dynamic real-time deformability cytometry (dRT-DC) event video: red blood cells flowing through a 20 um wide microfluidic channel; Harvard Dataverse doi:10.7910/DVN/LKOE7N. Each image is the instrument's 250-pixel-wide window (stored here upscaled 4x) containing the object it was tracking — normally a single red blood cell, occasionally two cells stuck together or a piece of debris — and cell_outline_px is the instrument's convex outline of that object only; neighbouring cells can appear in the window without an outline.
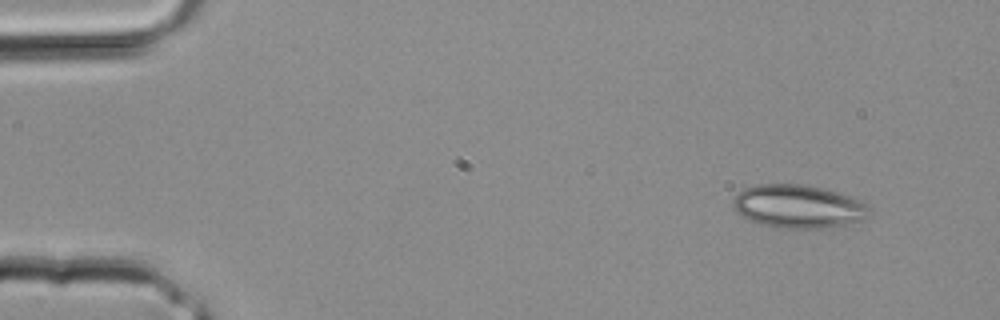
{"species": "common noctule bat (a hibernating species)", "species_latin": "Nyctalus noctula", "temperature_condition": "room temperature", "stored_images_in_passage": 2, "camera_frame_rate_fps": 3000, "um_per_image_px": 0.085, "animal": {"sex": "male", "body_mass_g": 20.4}, "frame": {"image": 1, "passage_image": 2, "time_ms": 0.333, "image_size_px": [1000, 320], "cell_outline_px": [[868, 216], [864, 220], [828, 228], [780, 228], [760, 224], [736, 212], [732, 208], [732, 200], [736, 192], [744, 188], [756, 184], [804, 184], [840, 192], [852, 196], [860, 200], [868, 208]], "centroid_in_image_um": [67.83, 17.53], "position_along_channel_um": 17.2, "area_um2": 34.62}}